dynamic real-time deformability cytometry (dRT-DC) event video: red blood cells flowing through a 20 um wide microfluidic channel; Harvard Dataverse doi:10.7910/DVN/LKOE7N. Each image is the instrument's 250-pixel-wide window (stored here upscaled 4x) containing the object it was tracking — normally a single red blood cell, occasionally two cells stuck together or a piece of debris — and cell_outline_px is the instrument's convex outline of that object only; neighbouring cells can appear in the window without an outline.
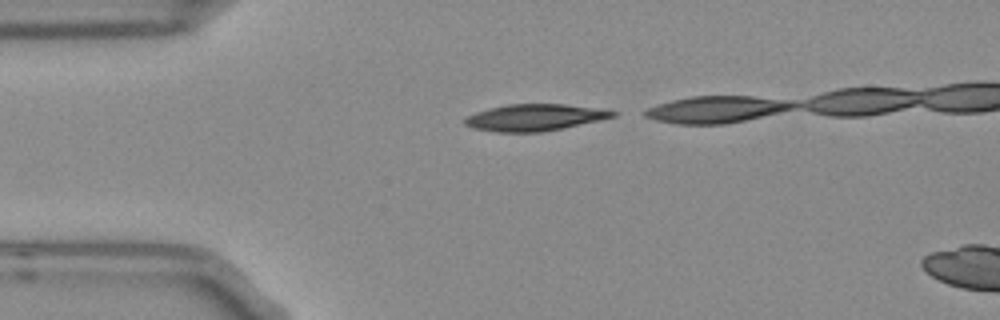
{"species": "Egyptian fruit bat (a non-hibernating species)", "species_latin": "Rousettus aegyptiacus", "temperature_condition": "room temperature", "stored_images_in_passage": 2, "camera_frame_rate_fps": 3000, "um_per_image_px": 0.085, "frame": {"image": 1, "passage_image": 1, "time_ms": 0.0, "image_size_px": [1000, 320], "cell_outline_px": [[616, 116], [564, 128], [540, 132], [496, 132], [472, 128], [464, 124], [464, 120], [468, 116], [476, 112], [488, 108], [508, 104], [564, 104], [616, 112]], "centroid_in_image_um": [45.37, 9.99], "position_along_channel_um": 39.6, "area_um2": 22.66}}